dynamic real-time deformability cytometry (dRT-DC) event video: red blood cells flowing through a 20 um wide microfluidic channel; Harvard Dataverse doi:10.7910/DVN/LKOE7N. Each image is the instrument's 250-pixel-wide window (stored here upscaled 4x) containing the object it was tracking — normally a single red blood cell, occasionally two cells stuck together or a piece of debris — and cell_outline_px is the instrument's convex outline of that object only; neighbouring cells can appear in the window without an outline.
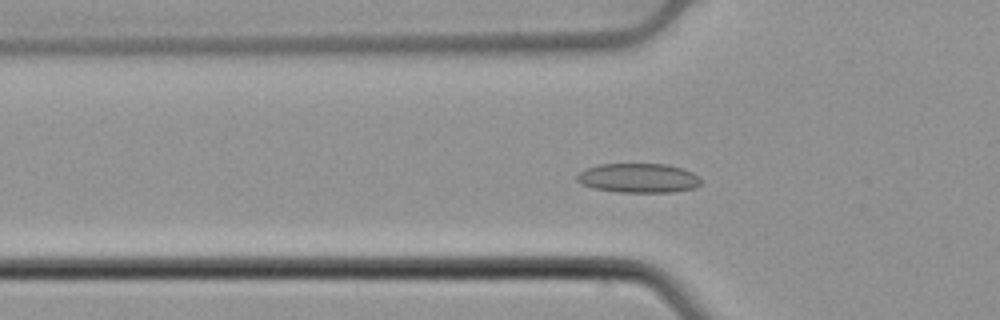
{"species": "common noctule bat (a hibernating species)", "species_latin": "Nyctalus noctula", "temperature_condition": "cold", "stored_images_in_passage": 45, "camera_frame_rate_fps": 3000, "um_per_image_px": 0.085, "animal": {"sex": "male", "body_mass_g": 21.5, "forearm_length_mm": 52.0}, "frame": {"image": 1, "passage_image": 14, "time_ms": 4.333, "image_size_px": [1000, 320], "cell_outline_px": [[700, 184], [696, 188], [672, 192], [616, 192], [592, 188], [580, 184], [576, 180], [576, 176], [580, 172], [588, 168], [600, 164], [668, 164], [684, 168], [692, 172], [700, 180]], "centroid_in_image_um": [54.26, 15.14], "position_along_channel_um": 71.5, "area_um2": 21.33}}
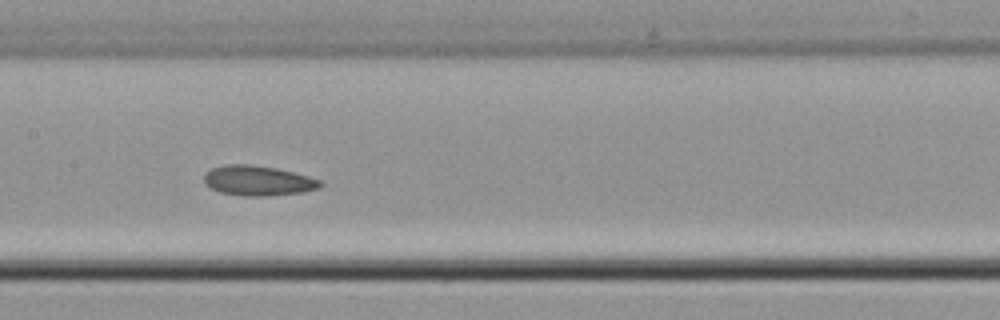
{"frame": {"image": 2, "passage_image": 23, "time_ms": 7.333, "image_size_px": [1000, 320], "cell_outline_px": [[324, 184], [320, 188], [304, 192], [264, 196], [240, 196], [220, 192], [212, 188], [204, 180], [204, 172], [212, 168], [224, 164], [248, 164], [276, 168], [308, 176], [320, 180]], "centroid_in_image_um": [21.94, 15.35], "position_along_channel_um": 185.5, "area_um2": 20.35}}
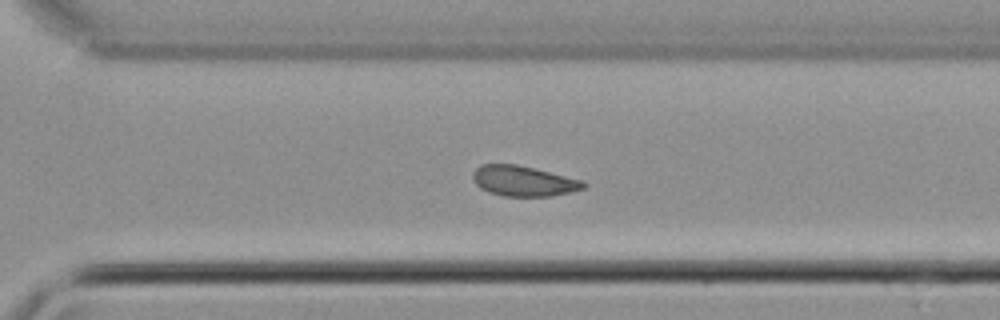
{"frame": {"image": 3, "passage_image": 34, "time_ms": 11.0, "image_size_px": [1000, 320], "cell_outline_px": [[588, 184], [584, 188], [552, 196], [504, 196], [488, 192], [480, 188], [476, 184], [472, 176], [472, 172], [480, 164], [516, 164], [584, 180]], "centroid_in_image_um": [44.49, 15.38], "position_along_channel_um": 326.1, "area_um2": 19.59}, "authors_computed_cell_mechanics": {"area_um2": 21.2126, "velocity_mm_per_s": 3.8278, "shape_relaxation_time_tau1_ms": 6.5855, "shape_relaxation_time_tau2_ms": 1.6785, "deformation_change_tau1": 0.0741, "deformation_change_tau2": 0.0712}}